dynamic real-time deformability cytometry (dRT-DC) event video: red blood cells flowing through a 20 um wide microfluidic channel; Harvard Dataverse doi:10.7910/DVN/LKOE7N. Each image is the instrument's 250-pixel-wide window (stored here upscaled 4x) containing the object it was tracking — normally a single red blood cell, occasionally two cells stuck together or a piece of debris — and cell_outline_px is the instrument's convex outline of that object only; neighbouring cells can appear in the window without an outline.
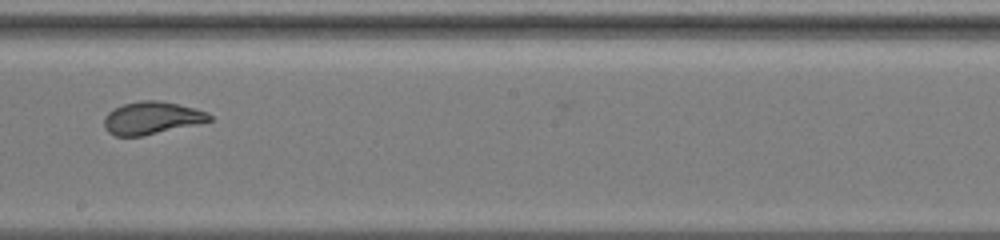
{"species": "common noctule bat (a hibernating species)", "species_latin": "Nyctalus noctula", "temperature_condition": "warm", "stored_images_in_passage": 27, "camera_frame_rate_fps": 3000, "um_per_image_px": 0.085, "animal": {"sex": "female", "body_mass_g": 19.5, "forearm_length_mm": 54.1}, "frame": {"image": 1, "passage_image": 22, "time_ms": 14.333, "image_size_px": [1000, 240], "cell_outline_px": [[212, 120], [200, 124], [144, 136], [116, 136], [108, 132], [104, 128], [104, 116], [108, 112], [124, 104], [140, 100], [160, 100], [196, 108], [208, 112], [212, 116]], "centroid_in_image_um": [12.93, 10.03], "position_along_channel_um": 235.3, "area_um2": 20.29}}